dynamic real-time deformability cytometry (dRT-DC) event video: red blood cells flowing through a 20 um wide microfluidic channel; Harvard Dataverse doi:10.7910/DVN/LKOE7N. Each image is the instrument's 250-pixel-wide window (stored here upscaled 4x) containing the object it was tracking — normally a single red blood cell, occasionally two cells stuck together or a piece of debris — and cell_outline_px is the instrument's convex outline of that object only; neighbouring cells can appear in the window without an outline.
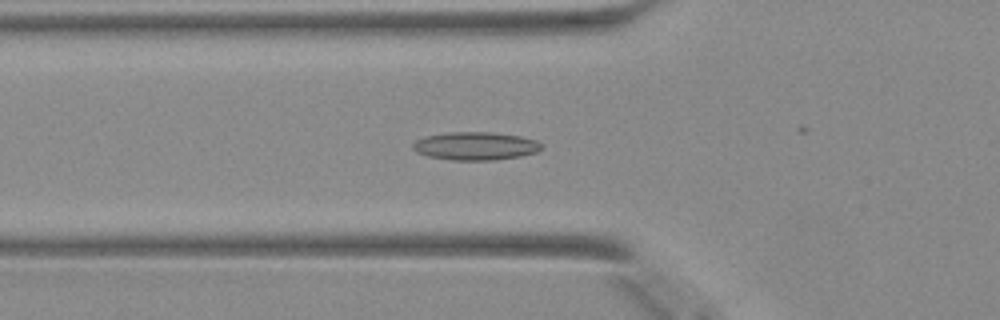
{"species": "Egyptian fruit bat (a non-hibernating species)", "species_latin": "Rousettus aegyptiacus", "temperature_condition": "warm", "stored_images_in_passage": 37, "camera_frame_rate_fps": 3000, "um_per_image_px": 0.085, "animal": {"sex": "female"}, "frame": {"image": 1, "passage_image": 15, "time_ms": 4.667, "image_size_px": [1000, 320], "cell_outline_px": [[540, 148], [536, 152], [520, 156], [496, 160], [452, 160], [428, 156], [416, 152], [412, 148], [412, 144], [416, 140], [424, 136], [448, 132], [492, 132], [520, 136], [536, 140], [540, 144]], "centroid_in_image_um": [40.37, 12.41], "position_along_channel_um": 85.4, "area_um2": 21.04}}
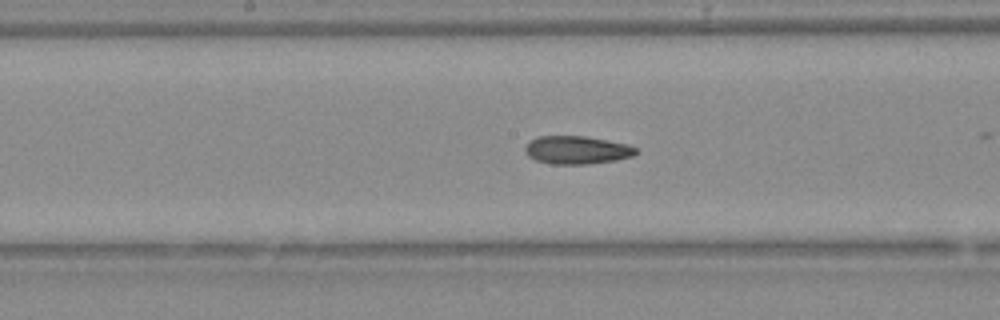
{"frame": {"image": 2, "passage_image": 23, "time_ms": 7.333, "image_size_px": [1000, 320], "cell_outline_px": [[636, 152], [632, 156], [616, 160], [588, 164], [552, 164], [536, 160], [528, 156], [524, 148], [532, 140], [540, 136], [584, 136], [628, 144], [636, 148]], "centroid_in_image_um": [49.03, 12.75], "position_along_channel_um": 199.2, "area_um2": 17.92}}
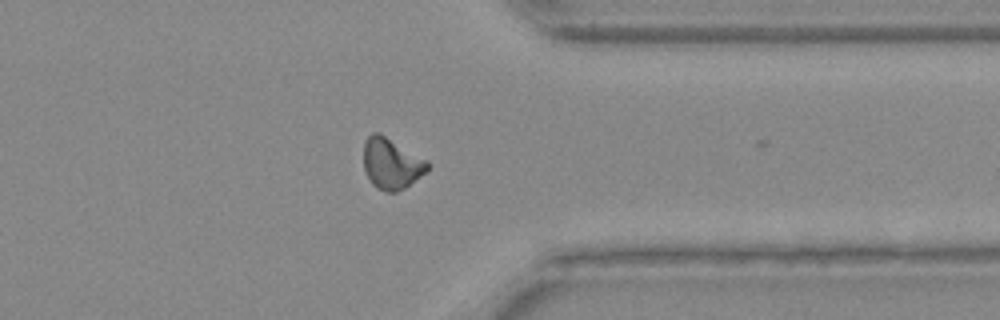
{"frame": {"image": 3, "passage_image": 36, "time_ms": 11.667, "image_size_px": [1000, 320], "cell_outline_px": [[432, 164], [424, 172], [404, 188], [396, 192], [388, 192], [376, 188], [372, 184], [364, 168], [364, 144], [368, 136], [372, 132], [376, 132], [384, 136], [428, 160]], "centroid_in_image_um": [33.27, 13.91], "position_along_channel_um": 378.1, "area_um2": 18.61}}